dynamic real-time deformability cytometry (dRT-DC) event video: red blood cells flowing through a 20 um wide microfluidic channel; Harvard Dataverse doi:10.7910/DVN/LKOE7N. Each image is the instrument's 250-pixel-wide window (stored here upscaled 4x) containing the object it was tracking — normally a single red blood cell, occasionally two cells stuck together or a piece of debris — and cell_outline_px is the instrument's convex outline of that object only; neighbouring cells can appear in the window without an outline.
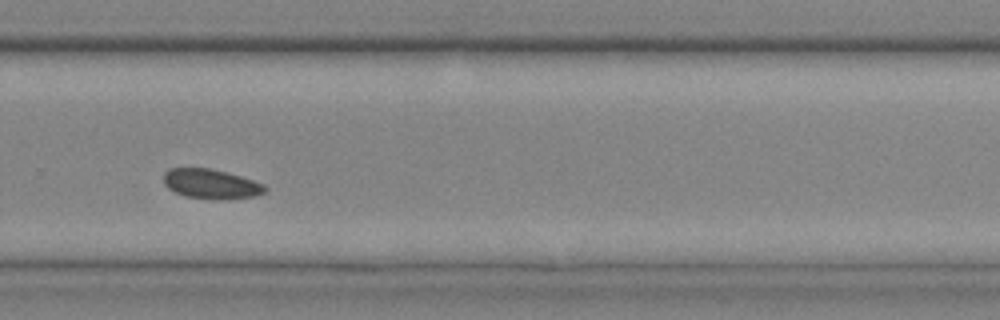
{"species": "common noctule bat (a hibernating species)", "species_latin": "Nyctalus noctula", "temperature_condition": "cold", "stored_images_in_passage": 22, "camera_frame_rate_fps": 3000, "um_per_image_px": 0.085, "animal": {"sex": "male", "body_mass_g": 20.4}, "frame": {"image": 1, "passage_image": 16, "time_ms": 5.0, "image_size_px": [1000, 320], "cell_outline_px": [[268, 188], [264, 192], [256, 196], [224, 200], [220, 200], [184, 196], [168, 188], [164, 184], [164, 172], [168, 168], [208, 168], [240, 176], [264, 184]], "centroid_in_image_um": [17.93, 15.64], "position_along_channel_um": 311.9, "area_um2": 17.51}}